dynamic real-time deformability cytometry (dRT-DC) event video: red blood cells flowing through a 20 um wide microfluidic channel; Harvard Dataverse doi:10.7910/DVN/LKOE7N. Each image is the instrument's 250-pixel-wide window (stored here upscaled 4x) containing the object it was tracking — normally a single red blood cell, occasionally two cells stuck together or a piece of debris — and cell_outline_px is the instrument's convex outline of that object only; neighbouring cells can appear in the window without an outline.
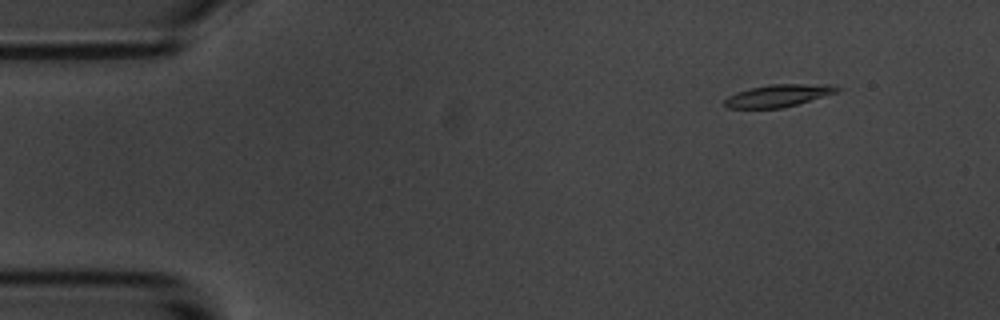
{"species": "common noctule bat (a hibernating species)", "species_latin": "Nyctalus noctula", "temperature_condition": "room temperature", "stored_images_in_passage": 51, "camera_frame_rate_fps": 3000, "um_per_image_px": 0.085, "animal": {"sex": "male", "body_mass_g": 20.1, "forearm_length_mm": 53.5}, "frame": {"image": 1, "passage_image": 1, "time_ms": 0.0, "image_size_px": [1000, 320], "cell_outline_px": [[840, 88], [836, 92], [796, 104], [780, 108], [728, 108], [724, 104], [724, 100], [728, 96], [736, 92], [752, 88], [772, 84], [832, 84]], "centroid_in_image_um": [66.12, 8.12], "position_along_channel_um": 18.9, "area_um2": 14.33}}
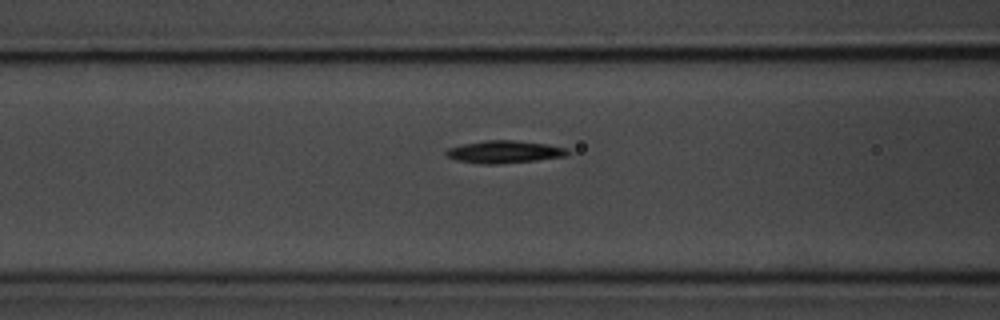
{"frame": {"image": 2, "passage_image": 17, "time_ms": 5.333, "image_size_px": [1000, 320], "cell_outline_px": [[568, 156], [536, 160], [500, 164], [480, 164], [456, 160], [448, 156], [444, 152], [448, 148], [464, 144], [488, 140], [512, 140], [544, 144], [568, 148]], "centroid_in_image_um": [42.87, 12.92], "position_along_channel_um": 123.7, "area_um2": 15.78}}
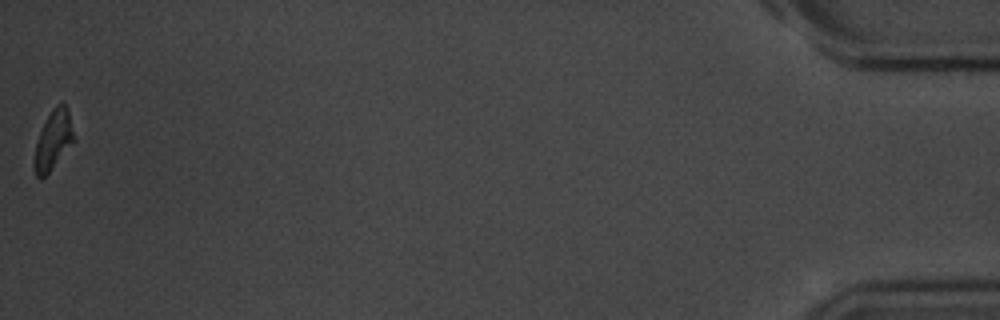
{"frame": {"image": 3, "passage_image": 51, "time_ms": 16.667, "image_size_px": [1000, 320], "cell_outline_px": [[76, 140], [48, 172], [40, 180], [36, 176], [32, 164], [36, 144], [40, 132], [52, 108], [56, 104], [64, 104], [68, 108]], "centroid_in_image_um": [4.53, 11.92], "position_along_channel_um": 430.7, "area_um2": 13.64}, "authors_computed_cell_mechanics": {"area_um2": 15.0858, "velocity_mm_per_s": 3.567, "shape_relaxation_time_tau1_ms": 2.3214, "shape_relaxation_time_tau2_ms": null, "deformation_change_tau1": 0.1135, "deformation_change_tau2": null}}